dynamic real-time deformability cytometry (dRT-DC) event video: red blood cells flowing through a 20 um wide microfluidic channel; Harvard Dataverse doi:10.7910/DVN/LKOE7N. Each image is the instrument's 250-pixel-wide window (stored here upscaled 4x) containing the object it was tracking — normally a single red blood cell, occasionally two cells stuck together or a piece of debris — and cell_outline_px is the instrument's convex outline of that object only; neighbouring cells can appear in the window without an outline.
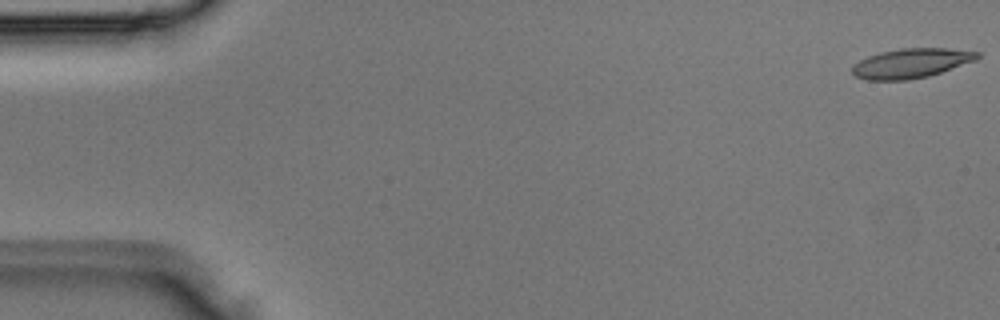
{"species": "Egyptian fruit bat (a non-hibernating species)", "species_latin": "Rousettus aegyptiacus", "temperature_condition": "room temperature", "stored_images_in_passage": 4, "camera_frame_rate_fps": 3000, "um_per_image_px": 0.085, "animal": {"sex": "male"}, "frame": {"image": 1, "passage_image": 4, "time_ms": 1.0, "image_size_px": [1000, 320], "cell_outline_px": [[980, 56], [976, 60], [928, 76], [908, 80], [868, 80], [856, 76], [852, 72], [852, 68], [860, 60], [868, 56], [880, 52], [900, 48], [948, 48], [980, 52]], "centroid_in_image_um": [77.46, 5.37], "position_along_channel_um": 7.5, "area_um2": 21.39}}